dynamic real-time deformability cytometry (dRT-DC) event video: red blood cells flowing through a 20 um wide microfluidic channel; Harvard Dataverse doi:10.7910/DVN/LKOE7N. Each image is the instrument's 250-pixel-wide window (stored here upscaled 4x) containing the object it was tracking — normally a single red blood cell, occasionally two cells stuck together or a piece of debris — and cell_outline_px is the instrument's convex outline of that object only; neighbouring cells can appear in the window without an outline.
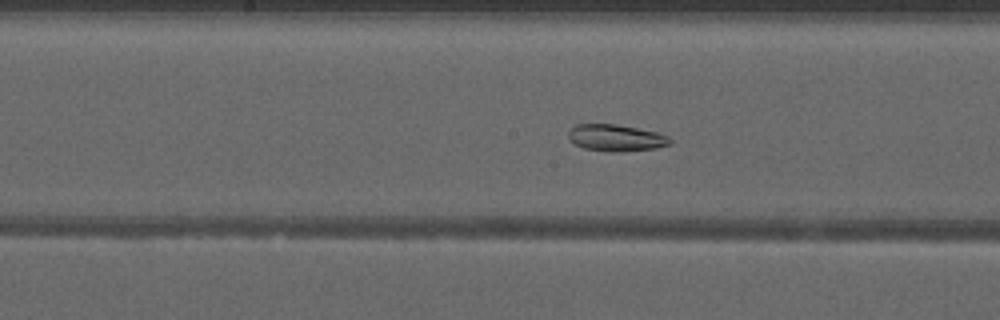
{"species": "common noctule bat (a hibernating species)", "species_latin": "Nyctalus noctula", "temperature_condition": "warm", "stored_images_in_passage": 35, "camera_frame_rate_fps": 3000, "um_per_image_px": 0.085, "animal": {"sex": "male", "forearm_length_mm": 52.5}, "frame": {"image": 1, "passage_image": 11, "time_ms": 3.333, "image_size_px": [1000, 320], "cell_outline_px": [[672, 140], [668, 144], [656, 148], [620, 152], [616, 152], [584, 148], [572, 144], [568, 140], [568, 132], [576, 124], [616, 124], [656, 132], [668, 136]], "centroid_in_image_um": [52.31, 11.72], "position_along_channel_um": 195.9, "area_um2": 15.78}}
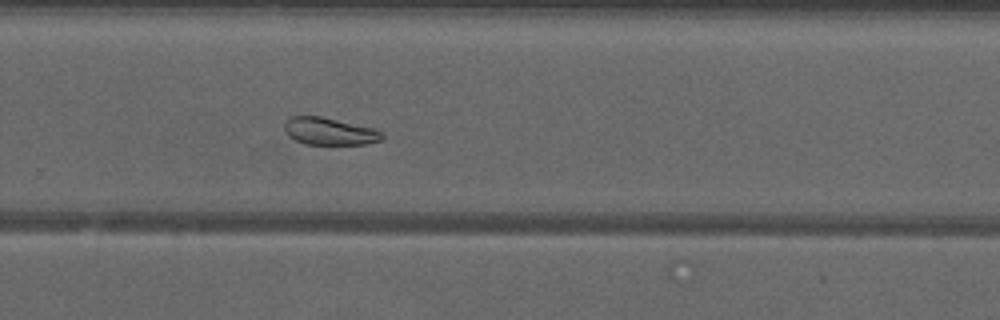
{"frame": {"image": 2, "passage_image": 19, "time_ms": 6.0, "image_size_px": [1000, 320], "cell_outline_px": [[384, 136], [380, 140], [364, 144], [304, 144], [288, 136], [284, 128], [284, 124], [292, 116], [320, 116], [372, 128], [384, 132]], "centroid_in_image_um": [27.99, 11.17], "position_along_channel_um": 301.8, "area_um2": 15.32}}
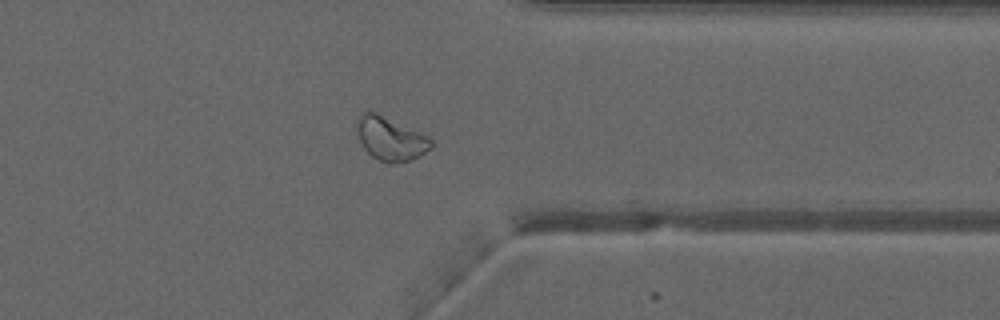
{"frame": {"image": 3, "passage_image": 25, "time_ms": 8.0, "image_size_px": [1000, 320], "cell_outline_px": [[432, 148], [420, 156], [408, 160], [392, 164], [388, 164], [372, 156], [364, 148], [356, 132], [356, 116], [360, 112], [368, 108], [372, 108], [428, 136], [432, 140]], "centroid_in_image_um": [33.14, 11.71], "position_along_channel_um": 378.3, "area_um2": 19.59}, "authors_computed_cell_mechanics": {"area_um2": 18.6116, "velocity_mm_per_s": 3.9852, "shape_relaxation_time_tau1_ms": null, "shape_relaxation_time_tau2_ms": 5.1045, "deformation_change_tau1": null, "deformation_change_tau2": 0.0768}}